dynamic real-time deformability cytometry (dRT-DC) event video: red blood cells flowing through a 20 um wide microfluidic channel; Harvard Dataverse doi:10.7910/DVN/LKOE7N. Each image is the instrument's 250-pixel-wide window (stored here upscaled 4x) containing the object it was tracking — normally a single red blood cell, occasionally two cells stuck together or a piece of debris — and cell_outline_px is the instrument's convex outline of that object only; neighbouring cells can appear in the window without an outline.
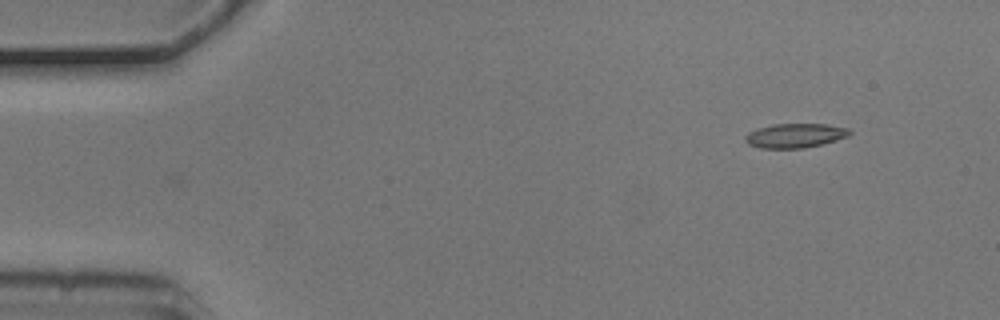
{"species": "common noctule bat (a hibernating species)", "species_latin": "Nyctalus noctula", "temperature_condition": "cold", "stored_images_in_passage": 3, "camera_frame_rate_fps": 3000, "um_per_image_px": 0.085, "animal": {"sex": "male", "body_mass_g": 20.5, "forearm_length_mm": 52.5}, "frame": {"image": 1, "passage_image": 3, "time_ms": 0.667, "image_size_px": [1000, 320], "cell_outline_px": [[852, 132], [848, 136], [836, 140], [804, 148], [760, 148], [748, 144], [744, 140], [744, 136], [748, 132], [756, 128], [772, 124], [828, 124], [848, 128]], "centroid_in_image_um": [67.55, 11.52], "position_along_channel_um": 17.5, "area_um2": 14.85}}